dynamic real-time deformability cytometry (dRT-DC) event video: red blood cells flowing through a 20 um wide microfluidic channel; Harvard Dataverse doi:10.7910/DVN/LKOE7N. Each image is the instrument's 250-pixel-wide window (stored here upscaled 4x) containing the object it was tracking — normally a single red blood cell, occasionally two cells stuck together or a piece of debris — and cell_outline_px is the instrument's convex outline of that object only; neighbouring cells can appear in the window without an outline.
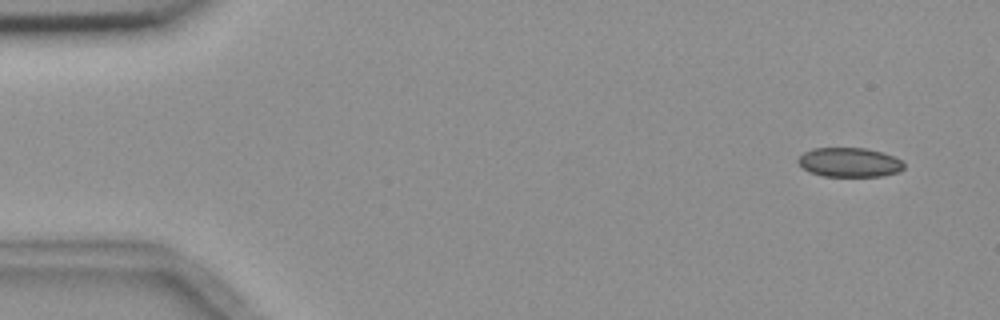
{"species": "common noctule bat (a hibernating species)", "species_latin": "Nyctalus noctula", "temperature_condition": "room temperature", "stored_images_in_passage": 5, "segment_of_instrument_passage": [2, 2], "camera_frame_rate_fps": 3000, "um_per_image_px": 0.085, "animal": {"sex": "female", "body_mass_g": 18.4}, "frame": {"image": 1, "passage_image": 5, "time_ms": 5.667, "image_size_px": [1000, 320], "cell_outline_px": [[904, 168], [896, 172], [884, 176], [824, 176], [808, 172], [796, 160], [804, 152], [812, 148], [868, 148], [884, 152], [900, 160], [904, 164]], "centroid_in_image_um": [72.19, 13.79], "position_along_channel_um": 12.8, "area_um2": 18.09}}